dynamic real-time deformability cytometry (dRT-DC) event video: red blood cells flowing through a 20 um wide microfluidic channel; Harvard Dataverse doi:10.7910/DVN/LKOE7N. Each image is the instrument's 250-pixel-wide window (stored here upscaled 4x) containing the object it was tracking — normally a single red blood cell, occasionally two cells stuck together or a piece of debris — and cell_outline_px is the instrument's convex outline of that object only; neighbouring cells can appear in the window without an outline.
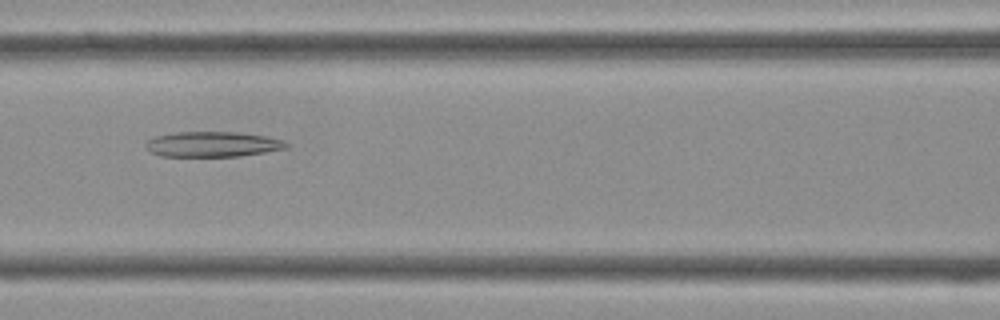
{"species": "Egyptian fruit bat (a non-hibernating species)", "species_latin": "Rousettus aegyptiacus", "temperature_condition": "cold", "stored_images_in_passage": 42, "camera_frame_rate_fps": 3000, "um_per_image_px": 0.085, "frame": {"image": 1, "passage_image": 18, "time_ms": 5.667, "image_size_px": [1000, 320], "cell_outline_px": [[288, 148], [240, 156], [160, 156], [148, 152], [144, 144], [152, 136], [176, 132], [236, 132], [268, 136], [284, 140], [288, 144]], "centroid_in_image_um": [18.03, 12.26], "position_along_channel_um": 148.6, "area_um2": 20.92}}
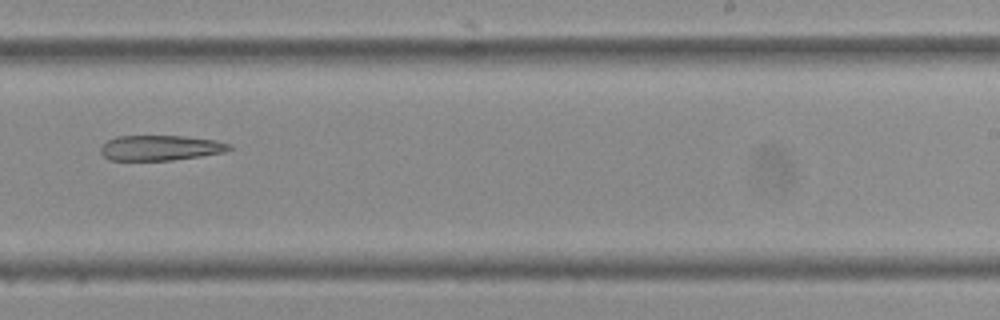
{"frame": {"image": 2, "passage_image": 26, "time_ms": 8.333, "image_size_px": [1000, 320], "cell_outline_px": [[232, 148], [224, 152], [200, 156], [172, 160], [108, 160], [100, 152], [100, 148], [108, 140], [116, 136], [184, 136], [216, 140], [232, 144]], "centroid_in_image_um": [13.64, 12.56], "position_along_channel_um": 275.4, "area_um2": 18.9}}
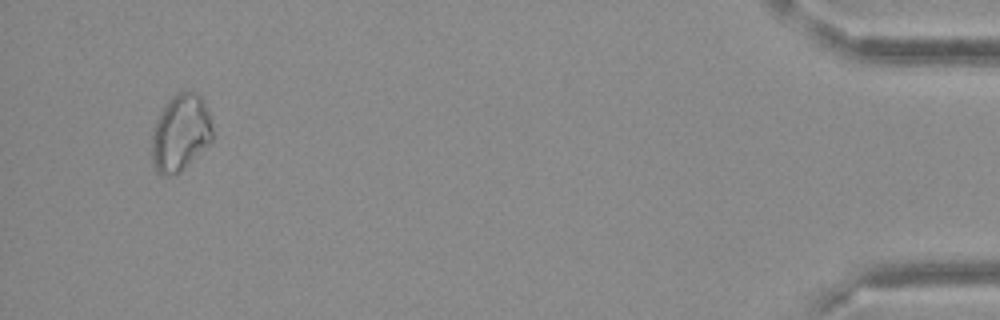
{"frame": {"image": 3, "passage_image": 40, "time_ms": 13.0, "image_size_px": [1000, 320], "cell_outline_px": [[212, 140], [176, 176], [160, 176], [156, 172], [152, 164], [152, 132], [156, 120], [160, 112], [172, 96], [176, 92], [196, 92], [204, 100], [208, 112], [212, 128]], "centroid_in_image_um": [15.31, 11.32], "position_along_channel_um": 419.9, "area_um2": 27.22}}